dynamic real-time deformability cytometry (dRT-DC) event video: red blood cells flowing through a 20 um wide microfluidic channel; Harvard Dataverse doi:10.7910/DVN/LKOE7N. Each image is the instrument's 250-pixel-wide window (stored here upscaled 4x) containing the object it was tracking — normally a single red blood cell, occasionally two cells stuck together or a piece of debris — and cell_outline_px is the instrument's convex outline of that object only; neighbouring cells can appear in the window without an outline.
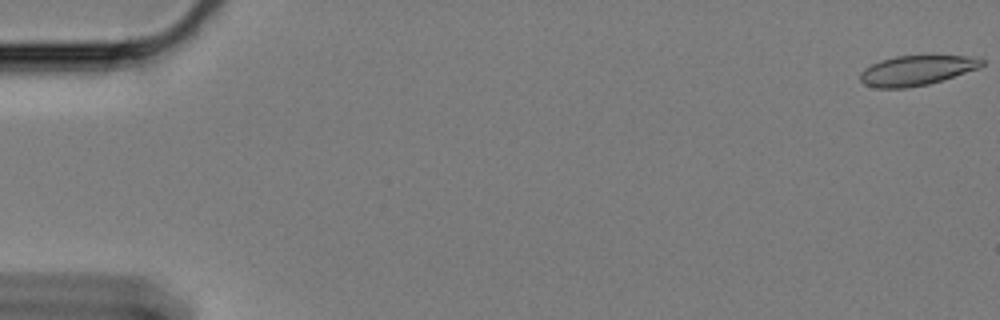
{"species": "Egyptian fruit bat (a non-hibernating species)", "species_latin": "Rousettus aegyptiacus", "temperature_condition": "cold", "stored_images_in_passage": 61, "camera_frame_rate_fps": 3000, "um_per_image_px": 0.085, "animal": {"sex": "female"}, "frame": {"image": 1, "passage_image": 1, "time_ms": 0.0, "image_size_px": [1000, 320], "cell_outline_px": [[984, 64], [980, 68], [928, 84], [904, 88], [876, 88], [864, 84], [860, 80], [860, 72], [864, 68], [880, 60], [896, 56], [972, 56], [984, 60]], "centroid_in_image_um": [77.9, 5.98], "position_along_channel_um": 7.1, "area_um2": 21.1}}
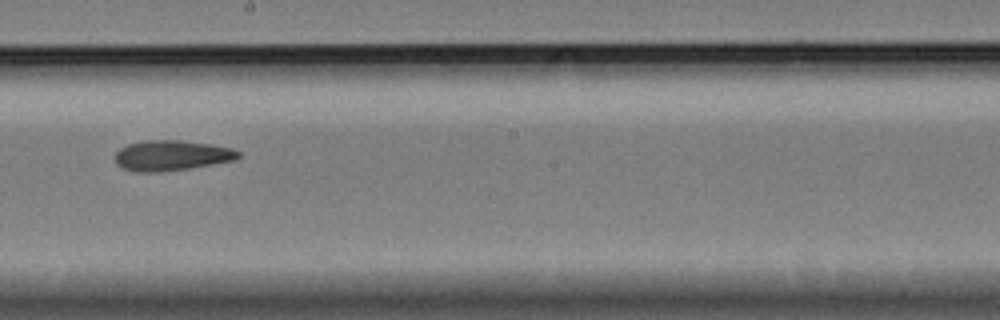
{"frame": {"image": 2, "passage_image": 35, "time_ms": 11.333, "image_size_px": [1000, 320], "cell_outline_px": [[240, 156], [236, 160], [188, 168], [160, 172], [136, 172], [124, 168], [116, 164], [116, 152], [120, 148], [128, 144], [144, 140], [180, 140], [212, 144], [232, 148], [240, 152]], "centroid_in_image_um": [14.59, 13.21], "position_along_channel_um": 233.6, "area_um2": 21.79}}
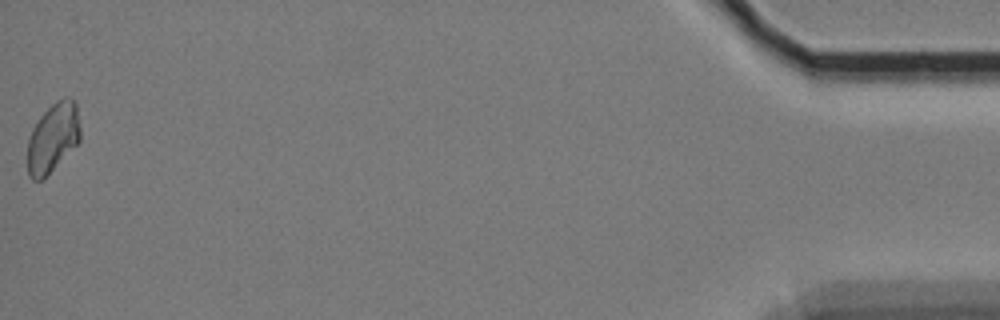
{"frame": {"image": 3, "passage_image": 61, "time_ms": 20.0, "image_size_px": [1000, 320], "cell_outline_px": [[80, 140], [40, 180], [32, 180], [28, 176], [28, 140], [32, 128], [40, 116], [56, 100], [64, 96], [68, 96], [76, 104], [80, 128]], "centroid_in_image_um": [4.48, 11.65], "position_along_channel_um": 430.7, "area_um2": 20.81}, "authors_computed_cell_mechanics": {"area_um2": 21.4438, "velocity_mm_per_s": 3.321, "shape_relaxation_time_tau1_ms": null, "shape_relaxation_time_tau2_ms": 8.6695, "deformation_change_tau1": null, "deformation_change_tau2": 0.113}}